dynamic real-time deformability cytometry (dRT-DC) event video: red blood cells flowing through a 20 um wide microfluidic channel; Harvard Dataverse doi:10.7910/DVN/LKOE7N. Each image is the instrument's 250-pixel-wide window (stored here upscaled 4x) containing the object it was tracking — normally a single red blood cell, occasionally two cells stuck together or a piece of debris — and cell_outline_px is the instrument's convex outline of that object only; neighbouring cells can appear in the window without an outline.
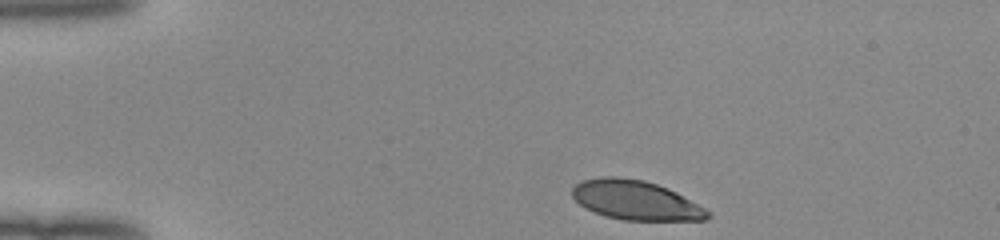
{"species": "human", "species_latin": "Homo sapiens", "temperature_condition": "room temperature", "stored_images_in_passage": 36, "camera_frame_rate_fps": 3000, "um_per_image_px": 0.085, "donor": {"sex": "female"}, "frame": {"image": 1, "passage_image": 1, "time_ms": 0.0, "image_size_px": [1000, 240], "cell_outline_px": [[712, 216], [708, 220], [624, 220], [604, 216], [584, 208], [572, 196], [572, 188], [576, 184], [584, 180], [604, 176], [616, 176], [644, 180], [668, 188], [676, 192], [712, 212]], "centroid_in_image_um": [54.05, 17.03], "position_along_channel_um": 31.0, "area_um2": 31.15}}
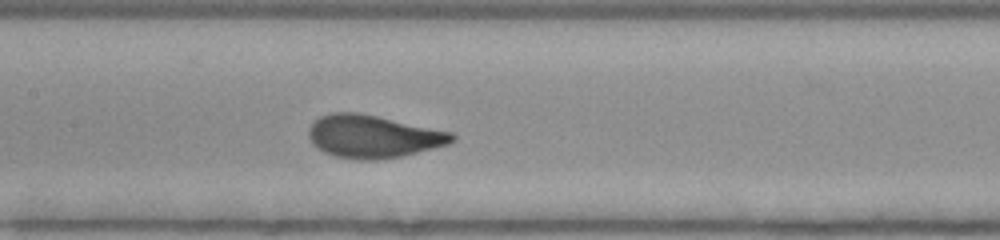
{"frame": {"image": 2, "passage_image": 17, "time_ms": 5.333, "image_size_px": [1000, 240], "cell_outline_px": [[456, 140], [448, 144], [400, 156], [376, 160], [352, 160], [332, 156], [316, 148], [312, 144], [308, 136], [308, 128], [312, 120], [320, 116], [332, 112], [356, 112], [376, 116], [452, 132], [456, 136]], "centroid_in_image_um": [31.63, 11.6], "position_along_channel_um": 175.8, "area_um2": 35.89}}
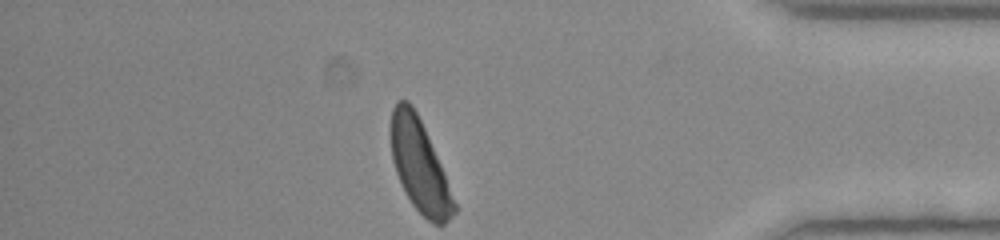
{"frame": {"image": 3, "passage_image": 36, "time_ms": 11.667, "image_size_px": [1000, 240], "cell_outline_px": [[456, 212], [444, 224], [432, 224], [412, 204], [396, 172], [392, 160], [388, 128], [392, 108], [396, 100], [408, 100], [416, 112], [424, 128], [444, 172], [456, 204]], "centroid_in_image_um": [35.62, 14.05], "position_along_channel_um": 399.6, "area_um2": 33.81}, "authors_computed_cell_mechanics": {"area_um2": 34.68, "velocity_mm_per_s": 4.0045, "shape_relaxation_time_tau1_ms": 2.4461, "shape_relaxation_time_tau2_ms": null, "deformation_change_tau1": 0.1318, "deformation_change_tau2": null}}